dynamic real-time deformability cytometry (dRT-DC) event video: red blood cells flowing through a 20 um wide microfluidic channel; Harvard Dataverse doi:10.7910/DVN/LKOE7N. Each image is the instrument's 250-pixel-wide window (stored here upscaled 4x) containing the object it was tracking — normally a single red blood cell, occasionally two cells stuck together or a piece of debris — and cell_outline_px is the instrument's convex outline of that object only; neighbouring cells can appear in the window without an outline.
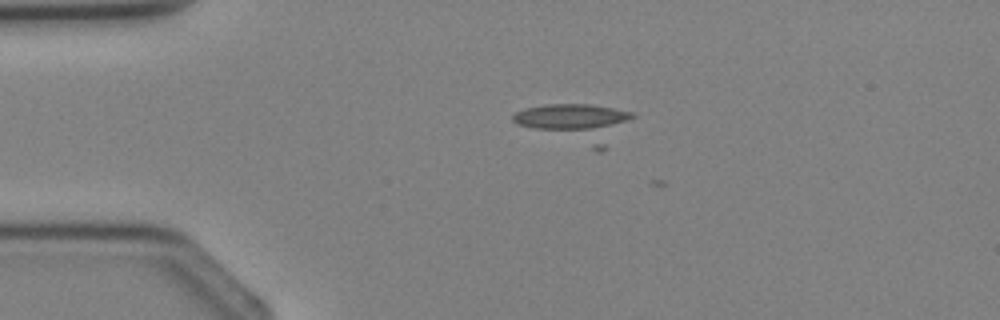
{"species": "Egyptian fruit bat (a non-hibernating species)", "species_latin": "Rousettus aegyptiacus", "temperature_condition": "cold", "stored_images_in_passage": 2, "camera_frame_rate_fps": 3000, "um_per_image_px": 0.085, "animal": {"sex": "female"}, "frame": {"image": 1, "passage_image": 1, "time_ms": 0.0, "image_size_px": [1000, 320], "cell_outline_px": [[636, 116], [600, 152], [596, 152], [520, 124], [512, 120], [512, 116], [516, 112], [524, 108], [548, 104], [592, 104], [636, 112]], "centroid_in_image_um": [49.04, 10.44], "position_along_channel_um": 36.0, "area_um2": 26.65}}